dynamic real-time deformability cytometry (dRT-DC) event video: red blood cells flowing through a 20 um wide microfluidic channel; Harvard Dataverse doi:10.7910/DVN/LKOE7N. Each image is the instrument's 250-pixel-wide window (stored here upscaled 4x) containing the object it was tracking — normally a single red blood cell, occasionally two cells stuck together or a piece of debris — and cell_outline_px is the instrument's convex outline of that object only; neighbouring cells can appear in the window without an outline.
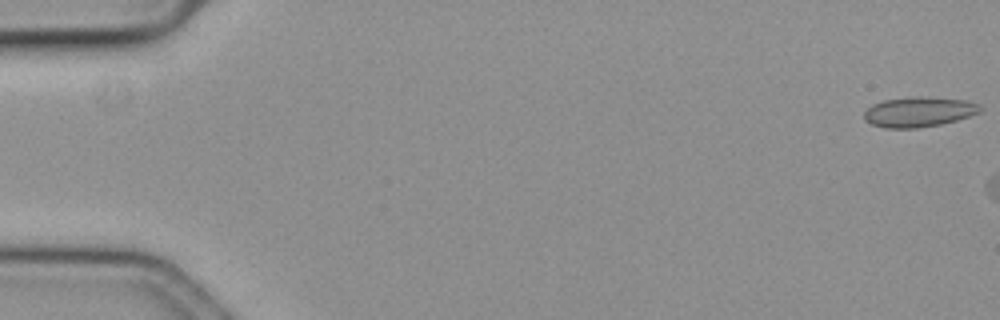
{"species": "common noctule bat (a hibernating species)", "species_latin": "Nyctalus noctula", "temperature_condition": "cold", "stored_images_in_passage": 3, "camera_frame_rate_fps": 3000, "um_per_image_px": 0.085, "animal": {"sex": "female", "body_mass_g": 19.3, "forearm_length_mm": 54.1}, "frame": {"image": 1, "passage_image": 1, "time_ms": 0.0, "image_size_px": [1000, 320], "cell_outline_px": [[984, 108], [980, 112], [956, 120], [940, 124], [916, 128], [884, 128], [872, 124], [864, 120], [864, 112], [872, 104], [884, 100], [916, 96], [920, 96], [968, 100], [980, 104]], "centroid_in_image_um": [78.11, 9.5], "position_along_channel_um": 6.9, "area_um2": 20.4}}